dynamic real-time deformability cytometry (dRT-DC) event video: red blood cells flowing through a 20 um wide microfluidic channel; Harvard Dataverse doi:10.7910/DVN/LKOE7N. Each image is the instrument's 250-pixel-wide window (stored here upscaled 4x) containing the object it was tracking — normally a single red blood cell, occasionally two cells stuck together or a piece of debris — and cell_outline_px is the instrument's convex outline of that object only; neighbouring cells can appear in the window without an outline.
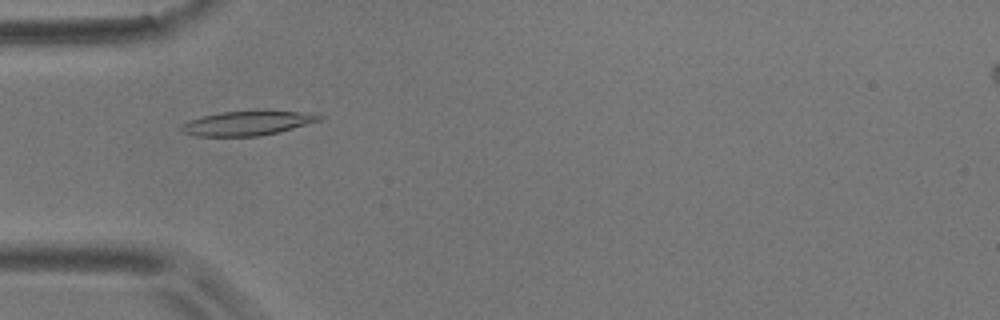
{"species": "common noctule bat (a hibernating species)", "species_latin": "Nyctalus noctula", "temperature_condition": "room temperature", "stored_images_in_passage": 2, "camera_frame_rate_fps": 3000, "um_per_image_px": 0.085, "animal": {"sex": "male", "body_mass_g": 17.9}, "frame": {"image": 1, "passage_image": 1, "time_ms": 0.0, "image_size_px": [1000, 320], "cell_outline_px": [[324, 116], [320, 120], [292, 128], [260, 136], [196, 136], [184, 132], [180, 128], [180, 124], [188, 120], [200, 116], [220, 112], [320, 112]], "centroid_in_image_um": [21.0, 10.47], "position_along_channel_um": 64.0, "area_um2": 19.31}}
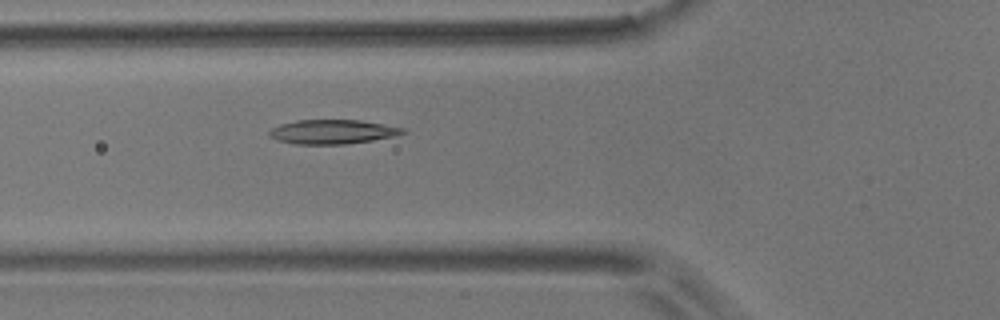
{"frame": {"image": 2, "passage_image": 2, "time_ms": 1.0, "image_size_px": [1000, 320], "cell_outline_px": [[408, 132], [396, 136], [372, 140], [344, 144], [296, 144], [276, 140], [268, 136], [268, 132], [272, 128], [280, 124], [296, 120], [360, 120], [408, 128]], "centroid_in_image_um": [28.3, 11.2], "position_along_channel_um": 97.5, "area_um2": 19.07}}